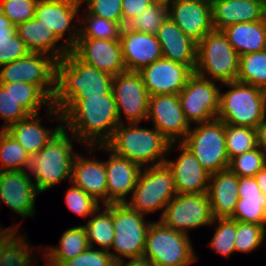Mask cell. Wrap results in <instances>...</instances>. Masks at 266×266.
Segmentation results:
<instances>
[{"label": "cell", "instance_id": "cell-5", "mask_svg": "<svg viewBox=\"0 0 266 266\" xmlns=\"http://www.w3.org/2000/svg\"><path fill=\"white\" fill-rule=\"evenodd\" d=\"M225 93L220 92L217 114L225 124L255 128L266 119V91L250 84L231 81Z\"/></svg>", "mask_w": 266, "mask_h": 266}, {"label": "cell", "instance_id": "cell-14", "mask_svg": "<svg viewBox=\"0 0 266 266\" xmlns=\"http://www.w3.org/2000/svg\"><path fill=\"white\" fill-rule=\"evenodd\" d=\"M112 93L116 102L118 120L122 114L128 123L146 120L148 115L149 94L138 72H124L113 77ZM123 112V113H122Z\"/></svg>", "mask_w": 266, "mask_h": 266}, {"label": "cell", "instance_id": "cell-16", "mask_svg": "<svg viewBox=\"0 0 266 266\" xmlns=\"http://www.w3.org/2000/svg\"><path fill=\"white\" fill-rule=\"evenodd\" d=\"M149 96L179 94L194 71L187 65L161 58L139 72Z\"/></svg>", "mask_w": 266, "mask_h": 266}, {"label": "cell", "instance_id": "cell-57", "mask_svg": "<svg viewBox=\"0 0 266 266\" xmlns=\"http://www.w3.org/2000/svg\"><path fill=\"white\" fill-rule=\"evenodd\" d=\"M154 1H159V2H163V3H170L172 0H154Z\"/></svg>", "mask_w": 266, "mask_h": 266}, {"label": "cell", "instance_id": "cell-40", "mask_svg": "<svg viewBox=\"0 0 266 266\" xmlns=\"http://www.w3.org/2000/svg\"><path fill=\"white\" fill-rule=\"evenodd\" d=\"M167 18L168 3L154 1L125 26L139 32L156 35L158 29Z\"/></svg>", "mask_w": 266, "mask_h": 266}, {"label": "cell", "instance_id": "cell-53", "mask_svg": "<svg viewBox=\"0 0 266 266\" xmlns=\"http://www.w3.org/2000/svg\"><path fill=\"white\" fill-rule=\"evenodd\" d=\"M254 177L257 181L259 189L261 190V193L266 195V166L259 170Z\"/></svg>", "mask_w": 266, "mask_h": 266}, {"label": "cell", "instance_id": "cell-54", "mask_svg": "<svg viewBox=\"0 0 266 266\" xmlns=\"http://www.w3.org/2000/svg\"><path fill=\"white\" fill-rule=\"evenodd\" d=\"M19 226L8 227L3 229L0 227V246L3 245L17 230Z\"/></svg>", "mask_w": 266, "mask_h": 266}, {"label": "cell", "instance_id": "cell-27", "mask_svg": "<svg viewBox=\"0 0 266 266\" xmlns=\"http://www.w3.org/2000/svg\"><path fill=\"white\" fill-rule=\"evenodd\" d=\"M238 202L231 219L266 227V195L254 176L238 177Z\"/></svg>", "mask_w": 266, "mask_h": 266}, {"label": "cell", "instance_id": "cell-56", "mask_svg": "<svg viewBox=\"0 0 266 266\" xmlns=\"http://www.w3.org/2000/svg\"><path fill=\"white\" fill-rule=\"evenodd\" d=\"M4 15L3 13V8H2V5L0 3V20H2V16Z\"/></svg>", "mask_w": 266, "mask_h": 266}, {"label": "cell", "instance_id": "cell-46", "mask_svg": "<svg viewBox=\"0 0 266 266\" xmlns=\"http://www.w3.org/2000/svg\"><path fill=\"white\" fill-rule=\"evenodd\" d=\"M38 0H1L3 13L17 26L35 17Z\"/></svg>", "mask_w": 266, "mask_h": 266}, {"label": "cell", "instance_id": "cell-9", "mask_svg": "<svg viewBox=\"0 0 266 266\" xmlns=\"http://www.w3.org/2000/svg\"><path fill=\"white\" fill-rule=\"evenodd\" d=\"M210 174L227 170L230 159L225 141V123L220 119L198 123L181 142Z\"/></svg>", "mask_w": 266, "mask_h": 266}, {"label": "cell", "instance_id": "cell-22", "mask_svg": "<svg viewBox=\"0 0 266 266\" xmlns=\"http://www.w3.org/2000/svg\"><path fill=\"white\" fill-rule=\"evenodd\" d=\"M121 51L126 71L139 72L142 68L163 57L156 35L122 27Z\"/></svg>", "mask_w": 266, "mask_h": 266}, {"label": "cell", "instance_id": "cell-15", "mask_svg": "<svg viewBox=\"0 0 266 266\" xmlns=\"http://www.w3.org/2000/svg\"><path fill=\"white\" fill-rule=\"evenodd\" d=\"M154 127L170 143L182 142L191 125L186 120L178 94L149 96L148 115ZM181 139V140H180Z\"/></svg>", "mask_w": 266, "mask_h": 266}, {"label": "cell", "instance_id": "cell-25", "mask_svg": "<svg viewBox=\"0 0 266 266\" xmlns=\"http://www.w3.org/2000/svg\"><path fill=\"white\" fill-rule=\"evenodd\" d=\"M163 58L189 66L194 72L197 62V42L185 35L168 17L156 33Z\"/></svg>", "mask_w": 266, "mask_h": 266}, {"label": "cell", "instance_id": "cell-3", "mask_svg": "<svg viewBox=\"0 0 266 266\" xmlns=\"http://www.w3.org/2000/svg\"><path fill=\"white\" fill-rule=\"evenodd\" d=\"M138 122H124L115 129L112 138L105 144L115 154L137 163L141 167L160 165L165 163L164 155L174 148V144L167 141L160 132L142 128Z\"/></svg>", "mask_w": 266, "mask_h": 266}, {"label": "cell", "instance_id": "cell-33", "mask_svg": "<svg viewBox=\"0 0 266 266\" xmlns=\"http://www.w3.org/2000/svg\"><path fill=\"white\" fill-rule=\"evenodd\" d=\"M59 242L60 248H48V246L44 250L41 248L42 251H46V254H43L48 261L59 265H64L89 247L86 230L82 225L67 229L62 233Z\"/></svg>", "mask_w": 266, "mask_h": 266}, {"label": "cell", "instance_id": "cell-2", "mask_svg": "<svg viewBox=\"0 0 266 266\" xmlns=\"http://www.w3.org/2000/svg\"><path fill=\"white\" fill-rule=\"evenodd\" d=\"M113 76L81 61L72 51L56 62V90L52 105L60 108L69 98L112 93Z\"/></svg>", "mask_w": 266, "mask_h": 266}, {"label": "cell", "instance_id": "cell-39", "mask_svg": "<svg viewBox=\"0 0 266 266\" xmlns=\"http://www.w3.org/2000/svg\"><path fill=\"white\" fill-rule=\"evenodd\" d=\"M85 14L82 17L83 23L79 26L78 39H120L122 27L117 22L89 14L87 11Z\"/></svg>", "mask_w": 266, "mask_h": 266}, {"label": "cell", "instance_id": "cell-17", "mask_svg": "<svg viewBox=\"0 0 266 266\" xmlns=\"http://www.w3.org/2000/svg\"><path fill=\"white\" fill-rule=\"evenodd\" d=\"M110 152L105 161L107 177V205L112 203H126V195L133 190L137 184L142 167L127 158L121 157L110 150L106 145L87 146L88 152L97 148Z\"/></svg>", "mask_w": 266, "mask_h": 266}, {"label": "cell", "instance_id": "cell-35", "mask_svg": "<svg viewBox=\"0 0 266 266\" xmlns=\"http://www.w3.org/2000/svg\"><path fill=\"white\" fill-rule=\"evenodd\" d=\"M30 51L18 37L16 26L5 15L0 20V66L26 56Z\"/></svg>", "mask_w": 266, "mask_h": 266}, {"label": "cell", "instance_id": "cell-43", "mask_svg": "<svg viewBox=\"0 0 266 266\" xmlns=\"http://www.w3.org/2000/svg\"><path fill=\"white\" fill-rule=\"evenodd\" d=\"M266 228L254 223L236 221L235 250L236 252L250 253L263 244Z\"/></svg>", "mask_w": 266, "mask_h": 266}, {"label": "cell", "instance_id": "cell-26", "mask_svg": "<svg viewBox=\"0 0 266 266\" xmlns=\"http://www.w3.org/2000/svg\"><path fill=\"white\" fill-rule=\"evenodd\" d=\"M71 182L103 206L107 205V177L105 161L84 158L74 152ZM100 199V201H99Z\"/></svg>", "mask_w": 266, "mask_h": 266}, {"label": "cell", "instance_id": "cell-48", "mask_svg": "<svg viewBox=\"0 0 266 266\" xmlns=\"http://www.w3.org/2000/svg\"><path fill=\"white\" fill-rule=\"evenodd\" d=\"M89 14L117 22L123 27L122 0H81Z\"/></svg>", "mask_w": 266, "mask_h": 266}, {"label": "cell", "instance_id": "cell-37", "mask_svg": "<svg viewBox=\"0 0 266 266\" xmlns=\"http://www.w3.org/2000/svg\"><path fill=\"white\" fill-rule=\"evenodd\" d=\"M266 91V50L240 56L237 80Z\"/></svg>", "mask_w": 266, "mask_h": 266}, {"label": "cell", "instance_id": "cell-58", "mask_svg": "<svg viewBox=\"0 0 266 266\" xmlns=\"http://www.w3.org/2000/svg\"><path fill=\"white\" fill-rule=\"evenodd\" d=\"M266 6V0H260Z\"/></svg>", "mask_w": 266, "mask_h": 266}, {"label": "cell", "instance_id": "cell-29", "mask_svg": "<svg viewBox=\"0 0 266 266\" xmlns=\"http://www.w3.org/2000/svg\"><path fill=\"white\" fill-rule=\"evenodd\" d=\"M16 33L24 41L30 52L49 53L57 61L63 59L71 51L64 43L60 44V46L57 45L61 39L55 34L54 30L48 29L35 17L18 24Z\"/></svg>", "mask_w": 266, "mask_h": 266}, {"label": "cell", "instance_id": "cell-44", "mask_svg": "<svg viewBox=\"0 0 266 266\" xmlns=\"http://www.w3.org/2000/svg\"><path fill=\"white\" fill-rule=\"evenodd\" d=\"M266 166V155L258 147L230 159L228 169L238 177L255 176Z\"/></svg>", "mask_w": 266, "mask_h": 266}, {"label": "cell", "instance_id": "cell-34", "mask_svg": "<svg viewBox=\"0 0 266 266\" xmlns=\"http://www.w3.org/2000/svg\"><path fill=\"white\" fill-rule=\"evenodd\" d=\"M104 207L103 211L99 207L83 227L90 247H95L97 244L100 246L99 249L110 252L114 240L113 203Z\"/></svg>", "mask_w": 266, "mask_h": 266}, {"label": "cell", "instance_id": "cell-24", "mask_svg": "<svg viewBox=\"0 0 266 266\" xmlns=\"http://www.w3.org/2000/svg\"><path fill=\"white\" fill-rule=\"evenodd\" d=\"M211 14L213 29L222 31L240 22L263 20L266 6L260 0H213Z\"/></svg>", "mask_w": 266, "mask_h": 266}, {"label": "cell", "instance_id": "cell-4", "mask_svg": "<svg viewBox=\"0 0 266 266\" xmlns=\"http://www.w3.org/2000/svg\"><path fill=\"white\" fill-rule=\"evenodd\" d=\"M67 135L66 128H62L51 141L36 155L31 157L30 174L35 177L38 192H45L56 183L72 177L73 145L76 139L72 134Z\"/></svg>", "mask_w": 266, "mask_h": 266}, {"label": "cell", "instance_id": "cell-36", "mask_svg": "<svg viewBox=\"0 0 266 266\" xmlns=\"http://www.w3.org/2000/svg\"><path fill=\"white\" fill-rule=\"evenodd\" d=\"M0 171L28 170L31 157L5 130L0 131Z\"/></svg>", "mask_w": 266, "mask_h": 266}, {"label": "cell", "instance_id": "cell-8", "mask_svg": "<svg viewBox=\"0 0 266 266\" xmlns=\"http://www.w3.org/2000/svg\"><path fill=\"white\" fill-rule=\"evenodd\" d=\"M177 194L174 177L166 163L142 168L132 197L126 202L141 214L164 213L166 205ZM163 209V210H162Z\"/></svg>", "mask_w": 266, "mask_h": 266}, {"label": "cell", "instance_id": "cell-18", "mask_svg": "<svg viewBox=\"0 0 266 266\" xmlns=\"http://www.w3.org/2000/svg\"><path fill=\"white\" fill-rule=\"evenodd\" d=\"M168 17L197 43L213 30L208 0H172L168 3Z\"/></svg>", "mask_w": 266, "mask_h": 266}, {"label": "cell", "instance_id": "cell-52", "mask_svg": "<svg viewBox=\"0 0 266 266\" xmlns=\"http://www.w3.org/2000/svg\"><path fill=\"white\" fill-rule=\"evenodd\" d=\"M115 266H156V264L152 262L151 259L142 256L137 258H130L128 262H125V260L123 259L116 262Z\"/></svg>", "mask_w": 266, "mask_h": 266}, {"label": "cell", "instance_id": "cell-32", "mask_svg": "<svg viewBox=\"0 0 266 266\" xmlns=\"http://www.w3.org/2000/svg\"><path fill=\"white\" fill-rule=\"evenodd\" d=\"M0 85L5 90H9L17 103L30 115L38 114L43 104L47 106L48 115L55 114L56 120L63 122V115L59 109L52 105V100L38 86L25 82L0 83Z\"/></svg>", "mask_w": 266, "mask_h": 266}, {"label": "cell", "instance_id": "cell-20", "mask_svg": "<svg viewBox=\"0 0 266 266\" xmlns=\"http://www.w3.org/2000/svg\"><path fill=\"white\" fill-rule=\"evenodd\" d=\"M82 3L81 0H38L35 8V18L48 29L54 30L62 40L68 31L65 44L72 49L79 37V28H70L77 16ZM74 30V32H73Z\"/></svg>", "mask_w": 266, "mask_h": 266}, {"label": "cell", "instance_id": "cell-1", "mask_svg": "<svg viewBox=\"0 0 266 266\" xmlns=\"http://www.w3.org/2000/svg\"><path fill=\"white\" fill-rule=\"evenodd\" d=\"M59 111L63 128L86 146L105 145L120 124L113 94L69 98Z\"/></svg>", "mask_w": 266, "mask_h": 266}, {"label": "cell", "instance_id": "cell-55", "mask_svg": "<svg viewBox=\"0 0 266 266\" xmlns=\"http://www.w3.org/2000/svg\"><path fill=\"white\" fill-rule=\"evenodd\" d=\"M45 260H46L45 262H47L45 266H63V265H59V264H56V263L50 262V261H48L46 258H45Z\"/></svg>", "mask_w": 266, "mask_h": 266}, {"label": "cell", "instance_id": "cell-10", "mask_svg": "<svg viewBox=\"0 0 266 266\" xmlns=\"http://www.w3.org/2000/svg\"><path fill=\"white\" fill-rule=\"evenodd\" d=\"M127 203H113L114 240L110 252L116 262L142 257L151 222Z\"/></svg>", "mask_w": 266, "mask_h": 266}, {"label": "cell", "instance_id": "cell-50", "mask_svg": "<svg viewBox=\"0 0 266 266\" xmlns=\"http://www.w3.org/2000/svg\"><path fill=\"white\" fill-rule=\"evenodd\" d=\"M153 2L154 0H122L123 27Z\"/></svg>", "mask_w": 266, "mask_h": 266}, {"label": "cell", "instance_id": "cell-38", "mask_svg": "<svg viewBox=\"0 0 266 266\" xmlns=\"http://www.w3.org/2000/svg\"><path fill=\"white\" fill-rule=\"evenodd\" d=\"M18 232L19 230L0 246V266H31V251L35 249Z\"/></svg>", "mask_w": 266, "mask_h": 266}, {"label": "cell", "instance_id": "cell-6", "mask_svg": "<svg viewBox=\"0 0 266 266\" xmlns=\"http://www.w3.org/2000/svg\"><path fill=\"white\" fill-rule=\"evenodd\" d=\"M240 55L229 43L223 31L212 30L197 43L195 72L220 83L236 81ZM212 78V79H211Z\"/></svg>", "mask_w": 266, "mask_h": 266}, {"label": "cell", "instance_id": "cell-23", "mask_svg": "<svg viewBox=\"0 0 266 266\" xmlns=\"http://www.w3.org/2000/svg\"><path fill=\"white\" fill-rule=\"evenodd\" d=\"M178 149L182 153L176 161L167 160V158L165 161L172 171L177 193H207L210 173L202 167L194 154L181 142L178 144Z\"/></svg>", "mask_w": 266, "mask_h": 266}, {"label": "cell", "instance_id": "cell-31", "mask_svg": "<svg viewBox=\"0 0 266 266\" xmlns=\"http://www.w3.org/2000/svg\"><path fill=\"white\" fill-rule=\"evenodd\" d=\"M222 31L240 56L266 50V17L260 21L240 22Z\"/></svg>", "mask_w": 266, "mask_h": 266}, {"label": "cell", "instance_id": "cell-19", "mask_svg": "<svg viewBox=\"0 0 266 266\" xmlns=\"http://www.w3.org/2000/svg\"><path fill=\"white\" fill-rule=\"evenodd\" d=\"M29 176L26 170L0 171V200L22 218L33 217L39 194Z\"/></svg>", "mask_w": 266, "mask_h": 266}, {"label": "cell", "instance_id": "cell-30", "mask_svg": "<svg viewBox=\"0 0 266 266\" xmlns=\"http://www.w3.org/2000/svg\"><path fill=\"white\" fill-rule=\"evenodd\" d=\"M38 116L39 113L29 115L5 130L20 143L30 157L36 155L63 128V123L52 130L43 127Z\"/></svg>", "mask_w": 266, "mask_h": 266}, {"label": "cell", "instance_id": "cell-51", "mask_svg": "<svg viewBox=\"0 0 266 266\" xmlns=\"http://www.w3.org/2000/svg\"><path fill=\"white\" fill-rule=\"evenodd\" d=\"M257 147L266 155V119L255 127Z\"/></svg>", "mask_w": 266, "mask_h": 266}, {"label": "cell", "instance_id": "cell-28", "mask_svg": "<svg viewBox=\"0 0 266 266\" xmlns=\"http://www.w3.org/2000/svg\"><path fill=\"white\" fill-rule=\"evenodd\" d=\"M208 198L214 219L230 218L238 202V176L229 169L210 174Z\"/></svg>", "mask_w": 266, "mask_h": 266}, {"label": "cell", "instance_id": "cell-12", "mask_svg": "<svg viewBox=\"0 0 266 266\" xmlns=\"http://www.w3.org/2000/svg\"><path fill=\"white\" fill-rule=\"evenodd\" d=\"M186 120L191 123H203L217 117L219 111L220 90L216 81L194 72L186 86L178 94Z\"/></svg>", "mask_w": 266, "mask_h": 266}, {"label": "cell", "instance_id": "cell-11", "mask_svg": "<svg viewBox=\"0 0 266 266\" xmlns=\"http://www.w3.org/2000/svg\"><path fill=\"white\" fill-rule=\"evenodd\" d=\"M56 62L49 54L29 52L0 66V83L25 82L38 86L51 100L56 90Z\"/></svg>", "mask_w": 266, "mask_h": 266}, {"label": "cell", "instance_id": "cell-45", "mask_svg": "<svg viewBox=\"0 0 266 266\" xmlns=\"http://www.w3.org/2000/svg\"><path fill=\"white\" fill-rule=\"evenodd\" d=\"M71 185L72 186L68 189L65 195V201L68 208L78 216L84 218L92 216V214L101 207L99 202L80 187L75 186L73 183H71Z\"/></svg>", "mask_w": 266, "mask_h": 266}, {"label": "cell", "instance_id": "cell-47", "mask_svg": "<svg viewBox=\"0 0 266 266\" xmlns=\"http://www.w3.org/2000/svg\"><path fill=\"white\" fill-rule=\"evenodd\" d=\"M30 114L12 97L9 90L0 85V116L5 120L1 130H6L10 125L25 119Z\"/></svg>", "mask_w": 266, "mask_h": 266}, {"label": "cell", "instance_id": "cell-49", "mask_svg": "<svg viewBox=\"0 0 266 266\" xmlns=\"http://www.w3.org/2000/svg\"><path fill=\"white\" fill-rule=\"evenodd\" d=\"M116 261L109 251L88 247L63 266H115Z\"/></svg>", "mask_w": 266, "mask_h": 266}, {"label": "cell", "instance_id": "cell-7", "mask_svg": "<svg viewBox=\"0 0 266 266\" xmlns=\"http://www.w3.org/2000/svg\"><path fill=\"white\" fill-rule=\"evenodd\" d=\"M188 234L166 227L160 220L150 224L143 256L156 266H188L198 257Z\"/></svg>", "mask_w": 266, "mask_h": 266}, {"label": "cell", "instance_id": "cell-13", "mask_svg": "<svg viewBox=\"0 0 266 266\" xmlns=\"http://www.w3.org/2000/svg\"><path fill=\"white\" fill-rule=\"evenodd\" d=\"M210 200L204 194H176L166 205L160 221L169 228L189 234L190 229L212 225Z\"/></svg>", "mask_w": 266, "mask_h": 266}, {"label": "cell", "instance_id": "cell-21", "mask_svg": "<svg viewBox=\"0 0 266 266\" xmlns=\"http://www.w3.org/2000/svg\"><path fill=\"white\" fill-rule=\"evenodd\" d=\"M71 51L84 63L113 77L126 72L120 40L78 39Z\"/></svg>", "mask_w": 266, "mask_h": 266}, {"label": "cell", "instance_id": "cell-41", "mask_svg": "<svg viewBox=\"0 0 266 266\" xmlns=\"http://www.w3.org/2000/svg\"><path fill=\"white\" fill-rule=\"evenodd\" d=\"M225 141L228 158L257 147L255 128L225 124Z\"/></svg>", "mask_w": 266, "mask_h": 266}, {"label": "cell", "instance_id": "cell-42", "mask_svg": "<svg viewBox=\"0 0 266 266\" xmlns=\"http://www.w3.org/2000/svg\"><path fill=\"white\" fill-rule=\"evenodd\" d=\"M218 225L215 226V233L209 245L218 254L224 257H230L235 252V235H236V221L231 218H216L213 220Z\"/></svg>", "mask_w": 266, "mask_h": 266}]
</instances>
